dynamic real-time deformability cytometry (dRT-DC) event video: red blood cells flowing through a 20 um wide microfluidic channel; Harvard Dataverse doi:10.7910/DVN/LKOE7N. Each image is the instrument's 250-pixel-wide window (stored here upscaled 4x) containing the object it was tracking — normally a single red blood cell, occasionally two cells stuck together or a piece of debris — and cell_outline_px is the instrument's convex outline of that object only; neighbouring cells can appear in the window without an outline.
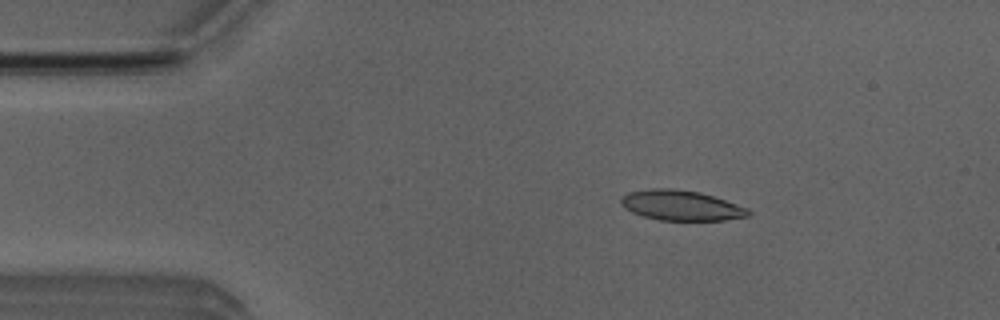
{"species": "Egyptian fruit bat (a non-hibernating species)", "species_latin": "Rousettus aegyptiacus", "temperature_condition": "room temperature", "stored_images_in_passage": 43, "camera_frame_rate_fps": 3000, "um_per_image_px": 0.085, "animal": {"sex": "male"}, "frame": {"image": 1, "passage_image": 1, "time_ms": 0.0, "image_size_px": [1000, 320], "cell_outline_px": [[752, 216], [724, 220], [660, 220], [644, 216], [632, 212], [624, 208], [620, 204], [620, 196], [628, 192], [652, 188], [668, 188], [700, 192], [748, 208], [752, 212]], "centroid_in_image_um": [57.88, 17.46], "position_along_channel_um": 27.1, "area_um2": 22.43}}
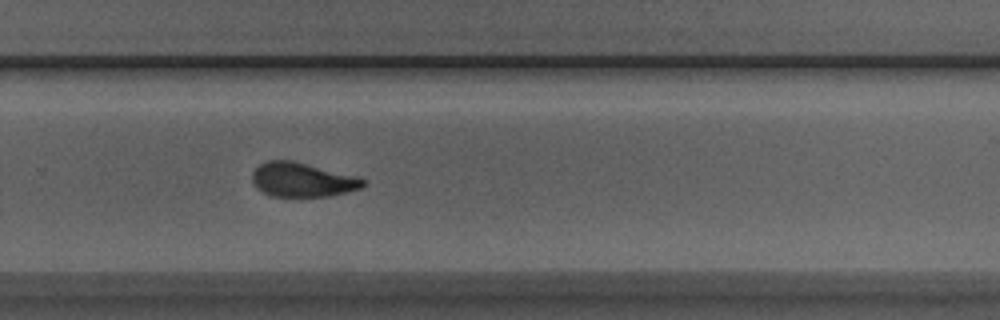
{"frame": {"image": 2, "passage_image": 26, "time_ms": 8.333, "image_size_px": [1000, 320], "cell_outline_px": [[368, 180], [360, 188], [348, 192], [328, 196], [272, 196], [256, 188], [252, 180], [252, 172], [264, 160], [292, 160], [356, 176]], "centroid_in_image_um": [25.69, 15.27], "position_along_channel_um": 304.1, "area_um2": 22.08}}
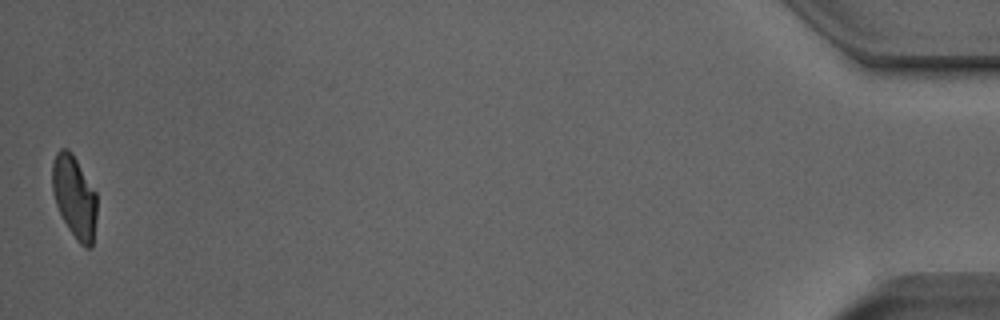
{"frame": {"image": 3, "passage_image": 43, "time_ms": 14.0, "image_size_px": [1000, 320], "cell_outline_px": [[96, 216], [92, 248], [84, 248], [76, 240], [68, 228], [56, 204], [52, 192], [52, 164], [56, 152], [60, 148], [68, 148], [72, 152], [96, 192]], "centroid_in_image_um": [6.32, 16.72], "position_along_channel_um": 428.9, "area_um2": 21.5}, "authors_computed_cell_mechanics": {"area_um2": 22.7154, "velocity_mm_per_s": 4.0054, "shape_relaxation_time_tau1_ms": 6.0907, "shape_relaxation_time_tau2_ms": 1.6736, "deformation_change_tau1": 0.1856, "deformation_change_tau2": 0.0774}}